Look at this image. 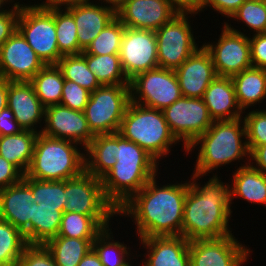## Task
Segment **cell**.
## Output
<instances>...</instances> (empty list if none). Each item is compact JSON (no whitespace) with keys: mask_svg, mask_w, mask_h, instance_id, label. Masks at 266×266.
I'll return each instance as SVG.
<instances>
[{"mask_svg":"<svg viewBox=\"0 0 266 266\" xmlns=\"http://www.w3.org/2000/svg\"><path fill=\"white\" fill-rule=\"evenodd\" d=\"M158 177L151 178L118 209V216L129 217L134 221L135 235L139 239L181 235L188 181H175L160 186Z\"/></svg>","mask_w":266,"mask_h":266,"instance_id":"1","label":"cell"},{"mask_svg":"<svg viewBox=\"0 0 266 266\" xmlns=\"http://www.w3.org/2000/svg\"><path fill=\"white\" fill-rule=\"evenodd\" d=\"M202 178L192 174L188 180L181 227V235L188 241L234 234L229 225L233 217L230 184L218 176H212L201 185L199 180Z\"/></svg>","mask_w":266,"mask_h":266,"instance_id":"2","label":"cell"},{"mask_svg":"<svg viewBox=\"0 0 266 266\" xmlns=\"http://www.w3.org/2000/svg\"><path fill=\"white\" fill-rule=\"evenodd\" d=\"M245 123L242 118L233 120L214 121L208 130L200 135L188 148L186 154L198 149L195 167L192 174L206 177L218 176L217 170L222 166L243 160L240 165L249 164V150L247 146ZM200 144V145H199ZM198 146V148H197ZM245 157V159H244ZM245 160V161H244ZM247 160V161H246Z\"/></svg>","mask_w":266,"mask_h":266,"instance_id":"3","label":"cell"},{"mask_svg":"<svg viewBox=\"0 0 266 266\" xmlns=\"http://www.w3.org/2000/svg\"><path fill=\"white\" fill-rule=\"evenodd\" d=\"M114 166L101 178L106 198L118 210L158 173V163L136 143L116 132Z\"/></svg>","mask_w":266,"mask_h":266,"instance_id":"4","label":"cell"},{"mask_svg":"<svg viewBox=\"0 0 266 266\" xmlns=\"http://www.w3.org/2000/svg\"><path fill=\"white\" fill-rule=\"evenodd\" d=\"M80 144L39 133L26 176L42 181H62L85 171V157ZM81 150H83L81 152Z\"/></svg>","mask_w":266,"mask_h":266,"instance_id":"5","label":"cell"},{"mask_svg":"<svg viewBox=\"0 0 266 266\" xmlns=\"http://www.w3.org/2000/svg\"><path fill=\"white\" fill-rule=\"evenodd\" d=\"M136 143L158 163L179 143L171 133L162 110L129 102L118 131ZM174 144V145H173Z\"/></svg>","mask_w":266,"mask_h":266,"instance_id":"6","label":"cell"},{"mask_svg":"<svg viewBox=\"0 0 266 266\" xmlns=\"http://www.w3.org/2000/svg\"><path fill=\"white\" fill-rule=\"evenodd\" d=\"M17 30L45 65L57 64L63 56L58 49L55 26V3L22 4Z\"/></svg>","mask_w":266,"mask_h":266,"instance_id":"7","label":"cell"},{"mask_svg":"<svg viewBox=\"0 0 266 266\" xmlns=\"http://www.w3.org/2000/svg\"><path fill=\"white\" fill-rule=\"evenodd\" d=\"M130 102L129 84L103 85L91 92L84 115L94 135L119 131Z\"/></svg>","mask_w":266,"mask_h":266,"instance_id":"8","label":"cell"},{"mask_svg":"<svg viewBox=\"0 0 266 266\" xmlns=\"http://www.w3.org/2000/svg\"><path fill=\"white\" fill-rule=\"evenodd\" d=\"M192 15L196 14L179 13L155 31L159 67L176 70L199 48L190 23Z\"/></svg>","mask_w":266,"mask_h":266,"instance_id":"9","label":"cell"},{"mask_svg":"<svg viewBox=\"0 0 266 266\" xmlns=\"http://www.w3.org/2000/svg\"><path fill=\"white\" fill-rule=\"evenodd\" d=\"M231 26L225 21L216 42L202 43L212 58L217 75L221 77H233L252 67L249 36Z\"/></svg>","mask_w":266,"mask_h":266,"instance_id":"10","label":"cell"},{"mask_svg":"<svg viewBox=\"0 0 266 266\" xmlns=\"http://www.w3.org/2000/svg\"><path fill=\"white\" fill-rule=\"evenodd\" d=\"M130 101L157 110L173 104L182 94L174 70L157 67L129 80Z\"/></svg>","mask_w":266,"mask_h":266,"instance_id":"11","label":"cell"},{"mask_svg":"<svg viewBox=\"0 0 266 266\" xmlns=\"http://www.w3.org/2000/svg\"><path fill=\"white\" fill-rule=\"evenodd\" d=\"M162 112L171 133L179 142L182 141L185 153L186 148L214 122L203 98L181 96Z\"/></svg>","mask_w":266,"mask_h":266,"instance_id":"12","label":"cell"},{"mask_svg":"<svg viewBox=\"0 0 266 266\" xmlns=\"http://www.w3.org/2000/svg\"><path fill=\"white\" fill-rule=\"evenodd\" d=\"M65 211L88 216L118 215V210L104 194L101 179L86 171L65 180Z\"/></svg>","mask_w":266,"mask_h":266,"instance_id":"13","label":"cell"},{"mask_svg":"<svg viewBox=\"0 0 266 266\" xmlns=\"http://www.w3.org/2000/svg\"><path fill=\"white\" fill-rule=\"evenodd\" d=\"M247 248L233 234L195 239L189 243L190 266H243L253 252Z\"/></svg>","mask_w":266,"mask_h":266,"instance_id":"14","label":"cell"},{"mask_svg":"<svg viewBox=\"0 0 266 266\" xmlns=\"http://www.w3.org/2000/svg\"><path fill=\"white\" fill-rule=\"evenodd\" d=\"M119 58L128 80L159 67L155 31L125 27Z\"/></svg>","mask_w":266,"mask_h":266,"instance_id":"15","label":"cell"},{"mask_svg":"<svg viewBox=\"0 0 266 266\" xmlns=\"http://www.w3.org/2000/svg\"><path fill=\"white\" fill-rule=\"evenodd\" d=\"M45 64L16 30L0 47V77L29 82Z\"/></svg>","mask_w":266,"mask_h":266,"instance_id":"16","label":"cell"},{"mask_svg":"<svg viewBox=\"0 0 266 266\" xmlns=\"http://www.w3.org/2000/svg\"><path fill=\"white\" fill-rule=\"evenodd\" d=\"M41 133L48 137L76 142L83 148L95 137L83 111L72 110L61 104L45 108Z\"/></svg>","mask_w":266,"mask_h":266,"instance_id":"17","label":"cell"},{"mask_svg":"<svg viewBox=\"0 0 266 266\" xmlns=\"http://www.w3.org/2000/svg\"><path fill=\"white\" fill-rule=\"evenodd\" d=\"M94 1L75 0L61 4L73 16L77 26L79 48L82 51L116 18L113 9Z\"/></svg>","mask_w":266,"mask_h":266,"instance_id":"18","label":"cell"},{"mask_svg":"<svg viewBox=\"0 0 266 266\" xmlns=\"http://www.w3.org/2000/svg\"><path fill=\"white\" fill-rule=\"evenodd\" d=\"M177 14L168 0H128L116 17L125 27L156 31Z\"/></svg>","mask_w":266,"mask_h":266,"instance_id":"19","label":"cell"},{"mask_svg":"<svg viewBox=\"0 0 266 266\" xmlns=\"http://www.w3.org/2000/svg\"><path fill=\"white\" fill-rule=\"evenodd\" d=\"M33 203L35 200L30 189V178L26 175L20 182L0 190V219L19 229L28 244Z\"/></svg>","mask_w":266,"mask_h":266,"instance_id":"20","label":"cell"},{"mask_svg":"<svg viewBox=\"0 0 266 266\" xmlns=\"http://www.w3.org/2000/svg\"><path fill=\"white\" fill-rule=\"evenodd\" d=\"M182 96L203 98L205 90L218 76L209 52L200 47L174 70Z\"/></svg>","mask_w":266,"mask_h":266,"instance_id":"21","label":"cell"},{"mask_svg":"<svg viewBox=\"0 0 266 266\" xmlns=\"http://www.w3.org/2000/svg\"><path fill=\"white\" fill-rule=\"evenodd\" d=\"M7 107L13 112L15 120L23 130L41 133L45 107L30 82L9 81Z\"/></svg>","mask_w":266,"mask_h":266,"instance_id":"22","label":"cell"},{"mask_svg":"<svg viewBox=\"0 0 266 266\" xmlns=\"http://www.w3.org/2000/svg\"><path fill=\"white\" fill-rule=\"evenodd\" d=\"M146 248L142 266H190L189 243L182 235L138 239Z\"/></svg>","mask_w":266,"mask_h":266,"instance_id":"23","label":"cell"},{"mask_svg":"<svg viewBox=\"0 0 266 266\" xmlns=\"http://www.w3.org/2000/svg\"><path fill=\"white\" fill-rule=\"evenodd\" d=\"M203 100L213 121L243 117L231 77L217 76L205 90Z\"/></svg>","mask_w":266,"mask_h":266,"instance_id":"24","label":"cell"},{"mask_svg":"<svg viewBox=\"0 0 266 266\" xmlns=\"http://www.w3.org/2000/svg\"><path fill=\"white\" fill-rule=\"evenodd\" d=\"M229 185L230 204L234 198H242L251 204L266 206V174L255 169L250 164L239 166L233 171Z\"/></svg>","mask_w":266,"mask_h":266,"instance_id":"25","label":"cell"},{"mask_svg":"<svg viewBox=\"0 0 266 266\" xmlns=\"http://www.w3.org/2000/svg\"><path fill=\"white\" fill-rule=\"evenodd\" d=\"M231 79L238 105L243 112L266 100V69L251 67Z\"/></svg>","mask_w":266,"mask_h":266,"instance_id":"26","label":"cell"},{"mask_svg":"<svg viewBox=\"0 0 266 266\" xmlns=\"http://www.w3.org/2000/svg\"><path fill=\"white\" fill-rule=\"evenodd\" d=\"M116 132L95 135L84 148L85 171L102 178L116 163Z\"/></svg>","mask_w":266,"mask_h":266,"instance_id":"27","label":"cell"},{"mask_svg":"<svg viewBox=\"0 0 266 266\" xmlns=\"http://www.w3.org/2000/svg\"><path fill=\"white\" fill-rule=\"evenodd\" d=\"M113 217L115 216H88L65 211L57 236L95 239L105 228L112 226L110 220Z\"/></svg>","mask_w":266,"mask_h":266,"instance_id":"28","label":"cell"},{"mask_svg":"<svg viewBox=\"0 0 266 266\" xmlns=\"http://www.w3.org/2000/svg\"><path fill=\"white\" fill-rule=\"evenodd\" d=\"M39 133L22 130L20 133L0 136V155L26 174L34 152Z\"/></svg>","mask_w":266,"mask_h":266,"instance_id":"29","label":"cell"},{"mask_svg":"<svg viewBox=\"0 0 266 266\" xmlns=\"http://www.w3.org/2000/svg\"><path fill=\"white\" fill-rule=\"evenodd\" d=\"M64 206H44L33 203L30 220V244H45L56 237L61 225Z\"/></svg>","mask_w":266,"mask_h":266,"instance_id":"30","label":"cell"},{"mask_svg":"<svg viewBox=\"0 0 266 266\" xmlns=\"http://www.w3.org/2000/svg\"><path fill=\"white\" fill-rule=\"evenodd\" d=\"M64 77L57 64L45 65L29 81L35 94L46 108L61 102Z\"/></svg>","mask_w":266,"mask_h":266,"instance_id":"31","label":"cell"},{"mask_svg":"<svg viewBox=\"0 0 266 266\" xmlns=\"http://www.w3.org/2000/svg\"><path fill=\"white\" fill-rule=\"evenodd\" d=\"M94 239H78L56 236L45 245L52 253L57 266H78L83 257L92 249Z\"/></svg>","mask_w":266,"mask_h":266,"instance_id":"32","label":"cell"},{"mask_svg":"<svg viewBox=\"0 0 266 266\" xmlns=\"http://www.w3.org/2000/svg\"><path fill=\"white\" fill-rule=\"evenodd\" d=\"M112 228H105L92 242V248L97 253L103 266H129L134 259L131 248L124 242L114 241ZM131 256V257H130Z\"/></svg>","mask_w":266,"mask_h":266,"instance_id":"33","label":"cell"},{"mask_svg":"<svg viewBox=\"0 0 266 266\" xmlns=\"http://www.w3.org/2000/svg\"><path fill=\"white\" fill-rule=\"evenodd\" d=\"M81 54L86 59L88 69L95 75L101 86L129 84L122 70L119 54L93 55L84 51Z\"/></svg>","mask_w":266,"mask_h":266,"instance_id":"34","label":"cell"},{"mask_svg":"<svg viewBox=\"0 0 266 266\" xmlns=\"http://www.w3.org/2000/svg\"><path fill=\"white\" fill-rule=\"evenodd\" d=\"M55 26L59 52L62 55L81 54L77 37V26L73 16L61 5L55 3Z\"/></svg>","mask_w":266,"mask_h":266,"instance_id":"35","label":"cell"},{"mask_svg":"<svg viewBox=\"0 0 266 266\" xmlns=\"http://www.w3.org/2000/svg\"><path fill=\"white\" fill-rule=\"evenodd\" d=\"M27 244L19 229L0 219V266H16Z\"/></svg>","mask_w":266,"mask_h":266,"instance_id":"36","label":"cell"},{"mask_svg":"<svg viewBox=\"0 0 266 266\" xmlns=\"http://www.w3.org/2000/svg\"><path fill=\"white\" fill-rule=\"evenodd\" d=\"M65 80L76 82L90 92L100 87L95 75L88 69L82 54L63 55L57 63Z\"/></svg>","mask_w":266,"mask_h":266,"instance_id":"37","label":"cell"},{"mask_svg":"<svg viewBox=\"0 0 266 266\" xmlns=\"http://www.w3.org/2000/svg\"><path fill=\"white\" fill-rule=\"evenodd\" d=\"M125 26L116 17L84 50L87 54L108 55L119 54Z\"/></svg>","mask_w":266,"mask_h":266,"instance_id":"38","label":"cell"},{"mask_svg":"<svg viewBox=\"0 0 266 266\" xmlns=\"http://www.w3.org/2000/svg\"><path fill=\"white\" fill-rule=\"evenodd\" d=\"M254 34L266 33V0H246L231 16Z\"/></svg>","mask_w":266,"mask_h":266,"instance_id":"39","label":"cell"},{"mask_svg":"<svg viewBox=\"0 0 266 266\" xmlns=\"http://www.w3.org/2000/svg\"><path fill=\"white\" fill-rule=\"evenodd\" d=\"M30 189L35 203L44 206H64L65 180L42 181L30 178Z\"/></svg>","mask_w":266,"mask_h":266,"instance_id":"40","label":"cell"},{"mask_svg":"<svg viewBox=\"0 0 266 266\" xmlns=\"http://www.w3.org/2000/svg\"><path fill=\"white\" fill-rule=\"evenodd\" d=\"M259 109H249L243 115L249 152L257 146L266 145V109Z\"/></svg>","mask_w":266,"mask_h":266,"instance_id":"41","label":"cell"},{"mask_svg":"<svg viewBox=\"0 0 266 266\" xmlns=\"http://www.w3.org/2000/svg\"><path fill=\"white\" fill-rule=\"evenodd\" d=\"M16 266H57L45 244H27Z\"/></svg>","mask_w":266,"mask_h":266,"instance_id":"42","label":"cell"},{"mask_svg":"<svg viewBox=\"0 0 266 266\" xmlns=\"http://www.w3.org/2000/svg\"><path fill=\"white\" fill-rule=\"evenodd\" d=\"M91 92L76 82L65 80L60 104L72 110L84 111Z\"/></svg>","mask_w":266,"mask_h":266,"instance_id":"43","label":"cell"},{"mask_svg":"<svg viewBox=\"0 0 266 266\" xmlns=\"http://www.w3.org/2000/svg\"><path fill=\"white\" fill-rule=\"evenodd\" d=\"M20 3L13 1L12 8L0 13V47L17 30Z\"/></svg>","mask_w":266,"mask_h":266,"instance_id":"44","label":"cell"},{"mask_svg":"<svg viewBox=\"0 0 266 266\" xmlns=\"http://www.w3.org/2000/svg\"><path fill=\"white\" fill-rule=\"evenodd\" d=\"M252 67L266 69V33L250 35ZM251 37V38H250Z\"/></svg>","mask_w":266,"mask_h":266,"instance_id":"45","label":"cell"},{"mask_svg":"<svg viewBox=\"0 0 266 266\" xmlns=\"http://www.w3.org/2000/svg\"><path fill=\"white\" fill-rule=\"evenodd\" d=\"M24 174L0 155V190L20 182Z\"/></svg>","mask_w":266,"mask_h":266,"instance_id":"46","label":"cell"},{"mask_svg":"<svg viewBox=\"0 0 266 266\" xmlns=\"http://www.w3.org/2000/svg\"><path fill=\"white\" fill-rule=\"evenodd\" d=\"M246 0H205L204 10L212 8L221 16H225L228 19L237 11V9L245 2Z\"/></svg>","mask_w":266,"mask_h":266,"instance_id":"47","label":"cell"},{"mask_svg":"<svg viewBox=\"0 0 266 266\" xmlns=\"http://www.w3.org/2000/svg\"><path fill=\"white\" fill-rule=\"evenodd\" d=\"M23 129L15 120V115L8 108H4L0 112V136H8L20 133Z\"/></svg>","mask_w":266,"mask_h":266,"instance_id":"48","label":"cell"},{"mask_svg":"<svg viewBox=\"0 0 266 266\" xmlns=\"http://www.w3.org/2000/svg\"><path fill=\"white\" fill-rule=\"evenodd\" d=\"M180 14H200L204 12L205 0H168Z\"/></svg>","mask_w":266,"mask_h":266,"instance_id":"49","label":"cell"},{"mask_svg":"<svg viewBox=\"0 0 266 266\" xmlns=\"http://www.w3.org/2000/svg\"><path fill=\"white\" fill-rule=\"evenodd\" d=\"M249 161L252 167L266 174V145L253 148L249 153Z\"/></svg>","mask_w":266,"mask_h":266,"instance_id":"50","label":"cell"},{"mask_svg":"<svg viewBox=\"0 0 266 266\" xmlns=\"http://www.w3.org/2000/svg\"><path fill=\"white\" fill-rule=\"evenodd\" d=\"M78 266H103L100 259L94 249L90 251L83 257Z\"/></svg>","mask_w":266,"mask_h":266,"instance_id":"51","label":"cell"},{"mask_svg":"<svg viewBox=\"0 0 266 266\" xmlns=\"http://www.w3.org/2000/svg\"><path fill=\"white\" fill-rule=\"evenodd\" d=\"M9 81L0 78V112L7 107Z\"/></svg>","mask_w":266,"mask_h":266,"instance_id":"52","label":"cell"},{"mask_svg":"<svg viewBox=\"0 0 266 266\" xmlns=\"http://www.w3.org/2000/svg\"><path fill=\"white\" fill-rule=\"evenodd\" d=\"M117 12L128 0H96Z\"/></svg>","mask_w":266,"mask_h":266,"instance_id":"53","label":"cell"},{"mask_svg":"<svg viewBox=\"0 0 266 266\" xmlns=\"http://www.w3.org/2000/svg\"><path fill=\"white\" fill-rule=\"evenodd\" d=\"M14 0H0V13L5 10V8H8L7 4H13ZM6 6V7H5ZM3 7V8H2Z\"/></svg>","mask_w":266,"mask_h":266,"instance_id":"54","label":"cell"},{"mask_svg":"<svg viewBox=\"0 0 266 266\" xmlns=\"http://www.w3.org/2000/svg\"><path fill=\"white\" fill-rule=\"evenodd\" d=\"M50 1L56 4H63V3L75 1V0H50Z\"/></svg>","mask_w":266,"mask_h":266,"instance_id":"55","label":"cell"}]
</instances>
